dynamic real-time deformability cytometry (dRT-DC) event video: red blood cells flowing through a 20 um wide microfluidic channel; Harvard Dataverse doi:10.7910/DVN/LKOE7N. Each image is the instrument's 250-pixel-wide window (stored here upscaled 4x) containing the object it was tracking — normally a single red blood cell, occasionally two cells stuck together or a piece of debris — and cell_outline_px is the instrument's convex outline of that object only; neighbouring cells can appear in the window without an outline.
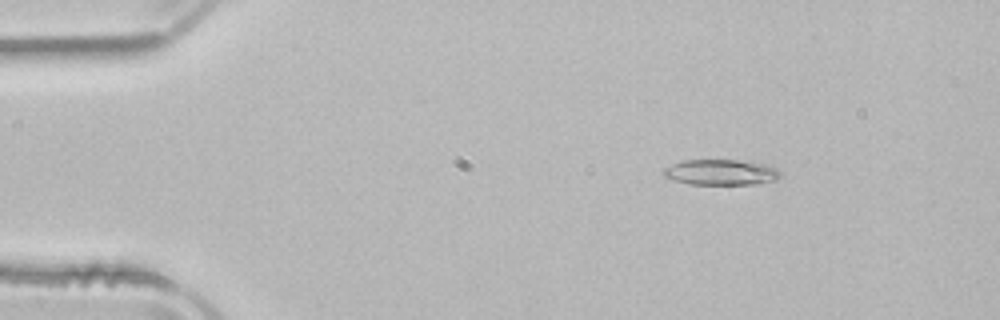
{"species": "common noctule bat (a hibernating species)", "species_latin": "Nyctalus noctula", "temperature_condition": "room temperature", "stored_images_in_passage": 52, "camera_frame_rate_fps": 3000, "um_per_image_px": 0.085, "animal": {"sex": "male", "body_mass_g": 21.5, "forearm_length_mm": 52.0}, "frame": {"image": 1, "passage_image": 8, "time_ms": 2.333, "image_size_px": [1000, 320], "cell_outline_px": [[780, 176], [776, 180], [756, 184], [688, 184], [672, 180], [664, 176], [664, 168], [672, 164], [684, 160], [736, 160], [764, 164], [776, 168], [780, 172]], "centroid_in_image_um": [61.26, 14.65], "position_along_channel_um": 23.7, "area_um2": 17.34}}
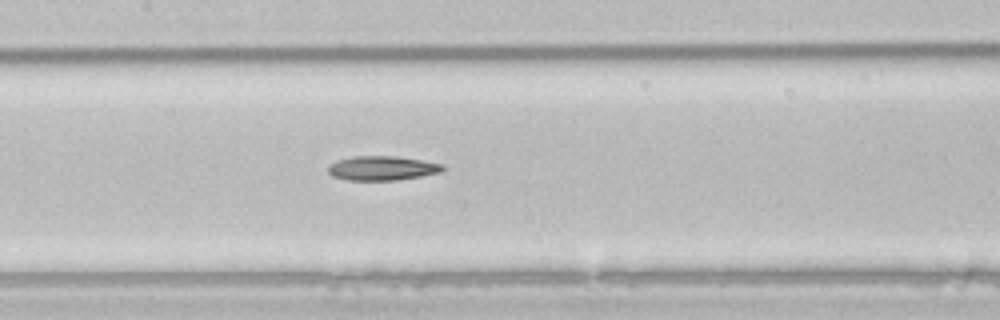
{"frame": {"image": 2, "passage_image": 25, "time_ms": 8.0, "image_size_px": [1000, 320], "cell_outline_px": [[444, 172], [396, 180], [348, 180], [332, 176], [328, 172], [328, 164], [336, 160], [352, 156], [396, 156], [444, 164]], "centroid_in_image_um": [32.47, 14.29], "position_along_channel_um": 174.9, "area_um2": 16.36}}
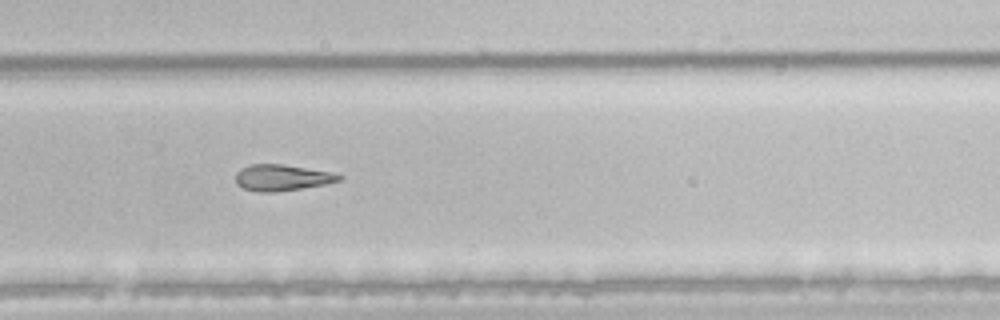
{"frame": {"image": 3, "passage_image": 35, "time_ms": 11.333, "image_size_px": [1000, 320], "cell_outline_px": [[344, 180], [324, 184], [276, 192], [256, 192], [244, 188], [236, 184], [236, 172], [240, 168], [248, 164], [280, 164], [332, 172], [344, 176]], "centroid_in_image_um": [23.96, 15.1], "position_along_channel_um": 305.8, "area_um2": 15.84}, "authors_computed_cell_mechanics": {"area_um2": 17.5134, "velocity_mm_per_s": 3.9548, "shape_relaxation_time_tau1_ms": null, "shape_relaxation_time_tau2_ms": 5.5321, "deformation_change_tau1": null, "deformation_change_tau2": 0.1781}}